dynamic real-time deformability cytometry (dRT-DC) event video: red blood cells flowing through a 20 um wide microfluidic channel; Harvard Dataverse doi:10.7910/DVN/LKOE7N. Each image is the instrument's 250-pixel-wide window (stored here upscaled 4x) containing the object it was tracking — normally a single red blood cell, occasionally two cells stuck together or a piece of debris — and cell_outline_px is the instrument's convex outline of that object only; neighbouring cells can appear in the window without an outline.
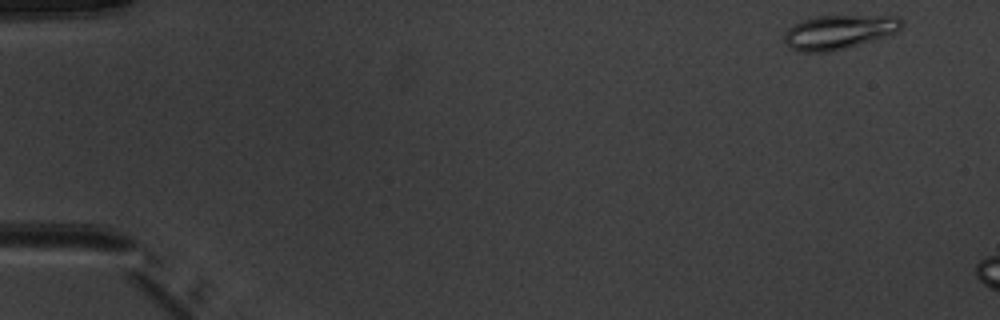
{"species": "common noctule bat (a hibernating species)", "species_latin": "Nyctalus noctula", "temperature_condition": "warm", "stored_images_in_passage": 7, "camera_frame_rate_fps": 3000, "um_per_image_px": 0.085, "animal": {"sex": "male", "body_mass_g": 20.1, "forearm_length_mm": 53.5}, "frame": {"image": 1, "passage_image": 1, "time_ms": 0.0, "image_size_px": [1000, 320], "cell_outline_px": [[904, 24], [896, 32], [872, 40], [844, 48], [828, 52], [804, 52], [788, 48], [784, 40], [784, 32], [788, 28], [800, 20], [816, 16], [900, 16], [904, 20]], "centroid_in_image_um": [71.28, 2.71], "position_along_channel_um": 13.7, "area_um2": 23.35}}